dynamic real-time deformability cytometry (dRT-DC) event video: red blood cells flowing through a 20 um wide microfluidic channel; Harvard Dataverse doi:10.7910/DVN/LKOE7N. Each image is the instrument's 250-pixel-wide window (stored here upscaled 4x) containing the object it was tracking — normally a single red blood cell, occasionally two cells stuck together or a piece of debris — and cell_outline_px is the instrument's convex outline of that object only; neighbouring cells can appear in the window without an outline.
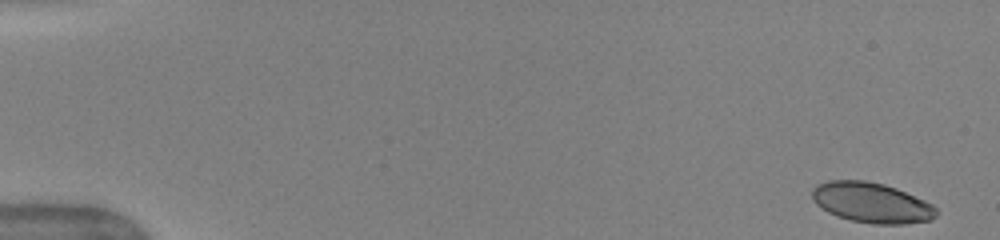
{"species": "human", "species_latin": "Homo sapiens", "temperature_condition": "warm", "stored_images_in_passage": 50, "camera_frame_rate_fps": 3000, "um_per_image_px": 0.085, "donor": {"sex": "female"}, "frame": {"image": 1, "passage_image": 1, "time_ms": 0.0, "image_size_px": [1000, 240], "cell_outline_px": [[936, 216], [932, 220], [904, 224], [872, 224], [852, 220], [836, 216], [828, 212], [816, 204], [812, 200], [812, 188], [816, 184], [828, 180], [864, 180], [884, 184], [896, 188], [924, 200], [932, 204], [936, 208]], "centroid_in_image_um": [74.06, 17.22], "position_along_channel_um": 10.9, "area_um2": 29.25}}
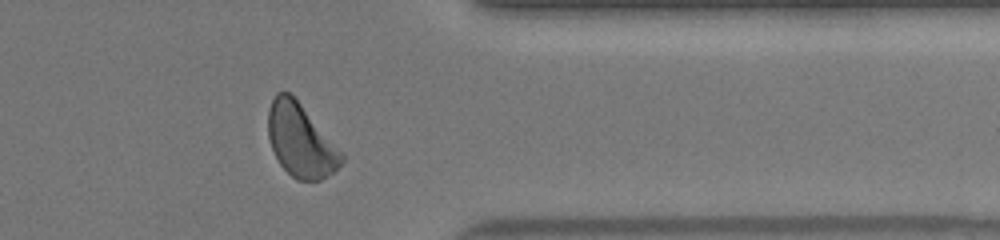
{"frame": {"image": 2, "passage_image": 41, "time_ms": 13.333, "image_size_px": [1000, 240], "cell_outline_px": [[344, 160], [332, 172], [320, 180], [296, 180], [280, 164], [272, 148], [268, 136], [268, 108], [276, 92], [288, 92], [300, 104], [344, 152]], "centroid_in_image_um": [25.56, 11.95], "position_along_channel_um": 385.8, "area_um2": 30.92}}
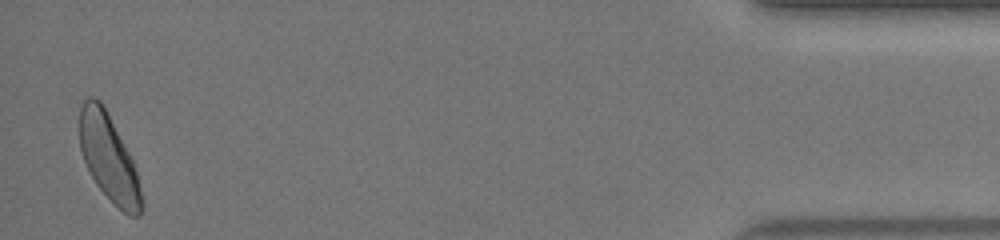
{"frame": {"image": 3, "passage_image": 49, "time_ms": 16.0, "image_size_px": [1000, 240], "cell_outline_px": [[144, 208], [140, 216], [128, 216], [96, 184], [80, 152], [80, 108], [84, 100], [88, 96], [92, 96], [100, 100], [128, 152], [132, 160], [136, 172], [144, 204]], "centroid_in_image_um": [9.25, 13.44], "position_along_channel_um": 426.0, "area_um2": 30.58}, "authors_computed_cell_mechanics": {"area_um2": 31.1253, "velocity_mm_per_s": 4.03, "shape_relaxation_time_tau1_ms": 2.6848, "shape_relaxation_time_tau2_ms": 1.2235, "deformation_change_tau1": 0.1072, "deformation_change_tau2": 0.0641}}